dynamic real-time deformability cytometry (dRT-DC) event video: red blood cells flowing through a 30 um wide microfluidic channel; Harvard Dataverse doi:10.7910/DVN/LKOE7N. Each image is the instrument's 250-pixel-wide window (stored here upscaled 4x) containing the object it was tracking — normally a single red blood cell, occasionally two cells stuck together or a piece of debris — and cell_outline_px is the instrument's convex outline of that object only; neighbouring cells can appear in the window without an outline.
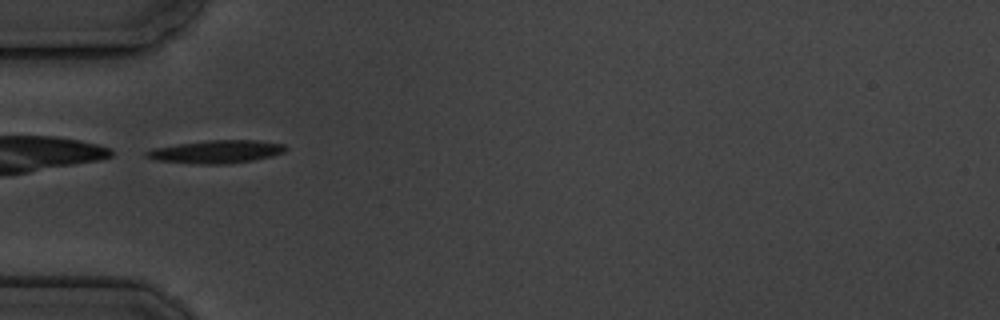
{"species": "common noctule bat (a hibernating species)", "species_latin": "Nyctalus noctula", "temperature_condition": "cold", "stored_images_in_passage": 6, "camera_frame_rate_fps": 3000, "um_per_image_px": 0.085, "animal": {"sex": "male", "body_mass_g": 19.5, "forearm_length_mm": 54.6}, "frame": {"image": 1, "passage_image": 2, "time_ms": 1.333, "image_size_px": [1000, 320], "cell_outline_px": [[288, 148], [284, 152], [272, 156], [252, 160], [228, 164], [200, 164], [156, 160], [144, 156], [144, 152], [152, 148], [208, 140], [256, 140], [284, 144]], "centroid_in_image_um": [18.39, 12.89], "position_along_channel_um": 66.6, "area_um2": 18.55}}